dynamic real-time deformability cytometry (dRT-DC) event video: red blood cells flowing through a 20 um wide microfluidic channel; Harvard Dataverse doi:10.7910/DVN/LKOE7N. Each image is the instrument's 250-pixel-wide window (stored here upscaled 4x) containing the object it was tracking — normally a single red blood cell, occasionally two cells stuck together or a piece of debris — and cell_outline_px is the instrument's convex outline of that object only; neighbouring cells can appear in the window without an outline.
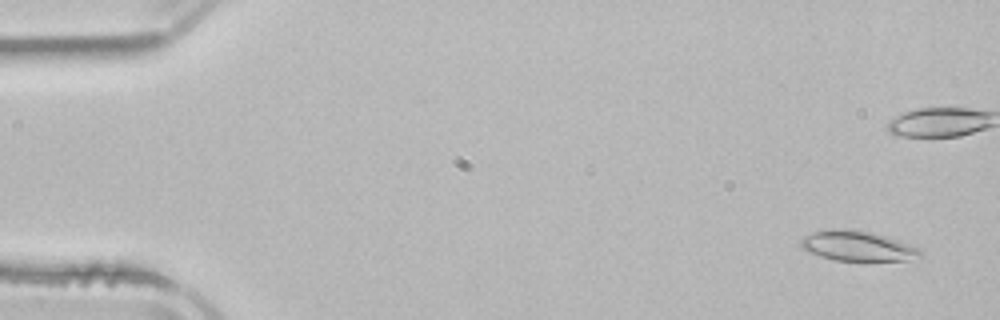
{"species": "common noctule bat (a hibernating species)", "species_latin": "Nyctalus noctula", "temperature_condition": "room temperature", "stored_images_in_passage": 5, "camera_frame_rate_fps": 3000, "um_per_image_px": 0.085, "animal": {"sex": "male", "body_mass_g": 21.5, "forearm_length_mm": 52.0}, "frame": {"image": 1, "passage_image": 1, "time_ms": 0.0, "image_size_px": [1000, 320], "cell_outline_px": [[924, 256], [908, 260], [836, 260], [820, 256], [808, 252], [800, 244], [800, 240], [804, 236], [812, 232], [868, 232], [900, 240], [920, 248]], "centroid_in_image_um": [72.98, 20.96], "position_along_channel_um": 12.0, "area_um2": 19.88}}
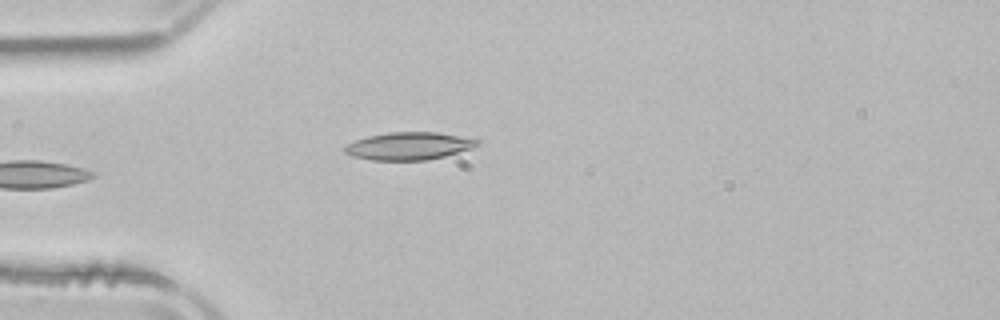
{"frame": {"image": 2, "passage_image": 5, "time_ms": 5.0, "image_size_px": [1000, 320], "cell_outline_px": [[480, 144], [472, 148], [444, 156], [428, 160], [372, 160], [352, 156], [344, 152], [344, 148], [348, 144], [356, 140], [368, 136], [388, 132], [436, 132], [460, 136], [480, 140]], "centroid_in_image_um": [34.76, 12.41], "position_along_channel_um": 50.2, "area_um2": 21.21}}